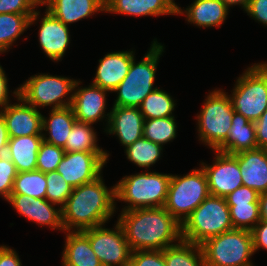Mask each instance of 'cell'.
I'll return each mask as SVG.
<instances>
[{
    "mask_svg": "<svg viewBox=\"0 0 267 266\" xmlns=\"http://www.w3.org/2000/svg\"><path fill=\"white\" fill-rule=\"evenodd\" d=\"M39 44L45 55L52 61H60L70 43L69 27L47 10L40 18Z\"/></svg>",
    "mask_w": 267,
    "mask_h": 266,
    "instance_id": "18",
    "label": "cell"
},
{
    "mask_svg": "<svg viewBox=\"0 0 267 266\" xmlns=\"http://www.w3.org/2000/svg\"><path fill=\"white\" fill-rule=\"evenodd\" d=\"M228 8L232 7L233 5H239L244 10L247 9L249 0H221Z\"/></svg>",
    "mask_w": 267,
    "mask_h": 266,
    "instance_id": "49",
    "label": "cell"
},
{
    "mask_svg": "<svg viewBox=\"0 0 267 266\" xmlns=\"http://www.w3.org/2000/svg\"><path fill=\"white\" fill-rule=\"evenodd\" d=\"M134 55L133 50L106 54L99 60L92 84L112 92L128 74Z\"/></svg>",
    "mask_w": 267,
    "mask_h": 266,
    "instance_id": "19",
    "label": "cell"
},
{
    "mask_svg": "<svg viewBox=\"0 0 267 266\" xmlns=\"http://www.w3.org/2000/svg\"><path fill=\"white\" fill-rule=\"evenodd\" d=\"M171 174L141 172L124 176L115 184L116 200L127 203L122 211L163 207L167 198Z\"/></svg>",
    "mask_w": 267,
    "mask_h": 266,
    "instance_id": "3",
    "label": "cell"
},
{
    "mask_svg": "<svg viewBox=\"0 0 267 266\" xmlns=\"http://www.w3.org/2000/svg\"><path fill=\"white\" fill-rule=\"evenodd\" d=\"M254 252L260 248L267 250V222L260 220L251 230Z\"/></svg>",
    "mask_w": 267,
    "mask_h": 266,
    "instance_id": "43",
    "label": "cell"
},
{
    "mask_svg": "<svg viewBox=\"0 0 267 266\" xmlns=\"http://www.w3.org/2000/svg\"><path fill=\"white\" fill-rule=\"evenodd\" d=\"M231 229L233 225L225 197L209 195L181 224V237L201 245Z\"/></svg>",
    "mask_w": 267,
    "mask_h": 266,
    "instance_id": "4",
    "label": "cell"
},
{
    "mask_svg": "<svg viewBox=\"0 0 267 266\" xmlns=\"http://www.w3.org/2000/svg\"><path fill=\"white\" fill-rule=\"evenodd\" d=\"M229 95L235 112L256 122L267 109V62L248 67Z\"/></svg>",
    "mask_w": 267,
    "mask_h": 266,
    "instance_id": "7",
    "label": "cell"
},
{
    "mask_svg": "<svg viewBox=\"0 0 267 266\" xmlns=\"http://www.w3.org/2000/svg\"><path fill=\"white\" fill-rule=\"evenodd\" d=\"M46 188L45 173L38 170L19 172L14 179L11 194H22L46 199Z\"/></svg>",
    "mask_w": 267,
    "mask_h": 266,
    "instance_id": "33",
    "label": "cell"
},
{
    "mask_svg": "<svg viewBox=\"0 0 267 266\" xmlns=\"http://www.w3.org/2000/svg\"><path fill=\"white\" fill-rule=\"evenodd\" d=\"M260 220L267 222V192L259 196Z\"/></svg>",
    "mask_w": 267,
    "mask_h": 266,
    "instance_id": "48",
    "label": "cell"
},
{
    "mask_svg": "<svg viewBox=\"0 0 267 266\" xmlns=\"http://www.w3.org/2000/svg\"><path fill=\"white\" fill-rule=\"evenodd\" d=\"M243 186L259 194L267 192V151L263 148L244 150L235 154Z\"/></svg>",
    "mask_w": 267,
    "mask_h": 266,
    "instance_id": "20",
    "label": "cell"
},
{
    "mask_svg": "<svg viewBox=\"0 0 267 266\" xmlns=\"http://www.w3.org/2000/svg\"><path fill=\"white\" fill-rule=\"evenodd\" d=\"M67 26L97 12H105V0H41L40 6Z\"/></svg>",
    "mask_w": 267,
    "mask_h": 266,
    "instance_id": "21",
    "label": "cell"
},
{
    "mask_svg": "<svg viewBox=\"0 0 267 266\" xmlns=\"http://www.w3.org/2000/svg\"><path fill=\"white\" fill-rule=\"evenodd\" d=\"M40 12L35 10L33 14H0V53H5L12 44L32 26Z\"/></svg>",
    "mask_w": 267,
    "mask_h": 266,
    "instance_id": "28",
    "label": "cell"
},
{
    "mask_svg": "<svg viewBox=\"0 0 267 266\" xmlns=\"http://www.w3.org/2000/svg\"><path fill=\"white\" fill-rule=\"evenodd\" d=\"M163 151V146L141 137L125 148L127 159L138 167L149 168L154 165Z\"/></svg>",
    "mask_w": 267,
    "mask_h": 266,
    "instance_id": "32",
    "label": "cell"
},
{
    "mask_svg": "<svg viewBox=\"0 0 267 266\" xmlns=\"http://www.w3.org/2000/svg\"><path fill=\"white\" fill-rule=\"evenodd\" d=\"M215 160L212 165L201 163L204 170L210 195L226 197L243 185L242 176L235 154L214 150Z\"/></svg>",
    "mask_w": 267,
    "mask_h": 266,
    "instance_id": "13",
    "label": "cell"
},
{
    "mask_svg": "<svg viewBox=\"0 0 267 266\" xmlns=\"http://www.w3.org/2000/svg\"><path fill=\"white\" fill-rule=\"evenodd\" d=\"M113 229L100 225L82 232L102 266H129L132 250L118 221Z\"/></svg>",
    "mask_w": 267,
    "mask_h": 266,
    "instance_id": "11",
    "label": "cell"
},
{
    "mask_svg": "<svg viewBox=\"0 0 267 266\" xmlns=\"http://www.w3.org/2000/svg\"><path fill=\"white\" fill-rule=\"evenodd\" d=\"M255 129L258 148H263L267 151V109L255 122Z\"/></svg>",
    "mask_w": 267,
    "mask_h": 266,
    "instance_id": "44",
    "label": "cell"
},
{
    "mask_svg": "<svg viewBox=\"0 0 267 266\" xmlns=\"http://www.w3.org/2000/svg\"><path fill=\"white\" fill-rule=\"evenodd\" d=\"M62 266H102L82 231H66Z\"/></svg>",
    "mask_w": 267,
    "mask_h": 266,
    "instance_id": "25",
    "label": "cell"
},
{
    "mask_svg": "<svg viewBox=\"0 0 267 266\" xmlns=\"http://www.w3.org/2000/svg\"><path fill=\"white\" fill-rule=\"evenodd\" d=\"M82 83L76 81L71 107L78 122L94 124L106 118L108 124L110 112L105 114L106 94L108 90L91 83L89 87H78ZM78 87V88H77ZM77 88V89H76ZM107 116V117H106Z\"/></svg>",
    "mask_w": 267,
    "mask_h": 266,
    "instance_id": "15",
    "label": "cell"
},
{
    "mask_svg": "<svg viewBox=\"0 0 267 266\" xmlns=\"http://www.w3.org/2000/svg\"><path fill=\"white\" fill-rule=\"evenodd\" d=\"M105 12L127 16L177 15L166 0H105Z\"/></svg>",
    "mask_w": 267,
    "mask_h": 266,
    "instance_id": "26",
    "label": "cell"
},
{
    "mask_svg": "<svg viewBox=\"0 0 267 266\" xmlns=\"http://www.w3.org/2000/svg\"><path fill=\"white\" fill-rule=\"evenodd\" d=\"M197 114L199 140L217 150L228 137L234 109L229 95L220 89L210 92Z\"/></svg>",
    "mask_w": 267,
    "mask_h": 266,
    "instance_id": "8",
    "label": "cell"
},
{
    "mask_svg": "<svg viewBox=\"0 0 267 266\" xmlns=\"http://www.w3.org/2000/svg\"><path fill=\"white\" fill-rule=\"evenodd\" d=\"M64 154L65 151L62 147L43 141L37 155L36 170L43 173L56 171L58 164L64 157Z\"/></svg>",
    "mask_w": 267,
    "mask_h": 266,
    "instance_id": "37",
    "label": "cell"
},
{
    "mask_svg": "<svg viewBox=\"0 0 267 266\" xmlns=\"http://www.w3.org/2000/svg\"><path fill=\"white\" fill-rule=\"evenodd\" d=\"M9 136L4 118L0 114V156L6 154Z\"/></svg>",
    "mask_w": 267,
    "mask_h": 266,
    "instance_id": "47",
    "label": "cell"
},
{
    "mask_svg": "<svg viewBox=\"0 0 267 266\" xmlns=\"http://www.w3.org/2000/svg\"><path fill=\"white\" fill-rule=\"evenodd\" d=\"M42 142V135L9 138L6 155L14 163L18 173L36 170L37 155Z\"/></svg>",
    "mask_w": 267,
    "mask_h": 266,
    "instance_id": "24",
    "label": "cell"
},
{
    "mask_svg": "<svg viewBox=\"0 0 267 266\" xmlns=\"http://www.w3.org/2000/svg\"><path fill=\"white\" fill-rule=\"evenodd\" d=\"M89 123L76 121L68 135L65 152H106L97 145V135Z\"/></svg>",
    "mask_w": 267,
    "mask_h": 266,
    "instance_id": "30",
    "label": "cell"
},
{
    "mask_svg": "<svg viewBox=\"0 0 267 266\" xmlns=\"http://www.w3.org/2000/svg\"><path fill=\"white\" fill-rule=\"evenodd\" d=\"M0 266H22V263L14 249L0 245Z\"/></svg>",
    "mask_w": 267,
    "mask_h": 266,
    "instance_id": "45",
    "label": "cell"
},
{
    "mask_svg": "<svg viewBox=\"0 0 267 266\" xmlns=\"http://www.w3.org/2000/svg\"><path fill=\"white\" fill-rule=\"evenodd\" d=\"M115 186L108 189L103 177L74 187L62 207L64 231H82L105 225L116 208Z\"/></svg>",
    "mask_w": 267,
    "mask_h": 266,
    "instance_id": "2",
    "label": "cell"
},
{
    "mask_svg": "<svg viewBox=\"0 0 267 266\" xmlns=\"http://www.w3.org/2000/svg\"><path fill=\"white\" fill-rule=\"evenodd\" d=\"M18 171L10 158L4 154L0 156V196L8 200L12 189L14 179Z\"/></svg>",
    "mask_w": 267,
    "mask_h": 266,
    "instance_id": "38",
    "label": "cell"
},
{
    "mask_svg": "<svg viewBox=\"0 0 267 266\" xmlns=\"http://www.w3.org/2000/svg\"><path fill=\"white\" fill-rule=\"evenodd\" d=\"M247 15L267 26V0H249Z\"/></svg>",
    "mask_w": 267,
    "mask_h": 266,
    "instance_id": "42",
    "label": "cell"
},
{
    "mask_svg": "<svg viewBox=\"0 0 267 266\" xmlns=\"http://www.w3.org/2000/svg\"><path fill=\"white\" fill-rule=\"evenodd\" d=\"M129 266H166L163 250L132 251Z\"/></svg>",
    "mask_w": 267,
    "mask_h": 266,
    "instance_id": "39",
    "label": "cell"
},
{
    "mask_svg": "<svg viewBox=\"0 0 267 266\" xmlns=\"http://www.w3.org/2000/svg\"><path fill=\"white\" fill-rule=\"evenodd\" d=\"M105 132L115 134L125 148L143 137L144 117L139 107L113 106Z\"/></svg>",
    "mask_w": 267,
    "mask_h": 266,
    "instance_id": "17",
    "label": "cell"
},
{
    "mask_svg": "<svg viewBox=\"0 0 267 266\" xmlns=\"http://www.w3.org/2000/svg\"><path fill=\"white\" fill-rule=\"evenodd\" d=\"M166 266H206L201 245L181 239L163 250Z\"/></svg>",
    "mask_w": 267,
    "mask_h": 266,
    "instance_id": "29",
    "label": "cell"
},
{
    "mask_svg": "<svg viewBox=\"0 0 267 266\" xmlns=\"http://www.w3.org/2000/svg\"><path fill=\"white\" fill-rule=\"evenodd\" d=\"M49 118L43 116L42 131H48L49 137L43 133V141L64 148L68 135L77 121L71 106L51 109Z\"/></svg>",
    "mask_w": 267,
    "mask_h": 266,
    "instance_id": "27",
    "label": "cell"
},
{
    "mask_svg": "<svg viewBox=\"0 0 267 266\" xmlns=\"http://www.w3.org/2000/svg\"><path fill=\"white\" fill-rule=\"evenodd\" d=\"M40 3L41 0H0V14H33Z\"/></svg>",
    "mask_w": 267,
    "mask_h": 266,
    "instance_id": "40",
    "label": "cell"
},
{
    "mask_svg": "<svg viewBox=\"0 0 267 266\" xmlns=\"http://www.w3.org/2000/svg\"><path fill=\"white\" fill-rule=\"evenodd\" d=\"M259 196L257 191L242 185L228 194L225 200L227 204L259 203Z\"/></svg>",
    "mask_w": 267,
    "mask_h": 266,
    "instance_id": "41",
    "label": "cell"
},
{
    "mask_svg": "<svg viewBox=\"0 0 267 266\" xmlns=\"http://www.w3.org/2000/svg\"><path fill=\"white\" fill-rule=\"evenodd\" d=\"M76 81L63 76L35 74L19 86V96L36 109L45 106L52 109L68 107L72 103Z\"/></svg>",
    "mask_w": 267,
    "mask_h": 266,
    "instance_id": "10",
    "label": "cell"
},
{
    "mask_svg": "<svg viewBox=\"0 0 267 266\" xmlns=\"http://www.w3.org/2000/svg\"><path fill=\"white\" fill-rule=\"evenodd\" d=\"M154 40L140 62L136 63L133 58L128 74L112 91L117 93L113 106L139 107L145 97L157 88H153V85L164 47L156 39Z\"/></svg>",
    "mask_w": 267,
    "mask_h": 266,
    "instance_id": "5",
    "label": "cell"
},
{
    "mask_svg": "<svg viewBox=\"0 0 267 266\" xmlns=\"http://www.w3.org/2000/svg\"><path fill=\"white\" fill-rule=\"evenodd\" d=\"M174 102L176 101L173 100L170 94L157 87L145 97L139 106V110L144 120L171 117L176 106Z\"/></svg>",
    "mask_w": 267,
    "mask_h": 266,
    "instance_id": "31",
    "label": "cell"
},
{
    "mask_svg": "<svg viewBox=\"0 0 267 266\" xmlns=\"http://www.w3.org/2000/svg\"><path fill=\"white\" fill-rule=\"evenodd\" d=\"M7 201L12 204L20 216L22 215L40 226H50L53 230L58 229L64 232L62 208H55L54 206L57 204L51 203L47 199L22 194H11Z\"/></svg>",
    "mask_w": 267,
    "mask_h": 266,
    "instance_id": "16",
    "label": "cell"
},
{
    "mask_svg": "<svg viewBox=\"0 0 267 266\" xmlns=\"http://www.w3.org/2000/svg\"><path fill=\"white\" fill-rule=\"evenodd\" d=\"M167 3L173 8L175 9L177 12L181 9L175 2L174 0H166Z\"/></svg>",
    "mask_w": 267,
    "mask_h": 266,
    "instance_id": "50",
    "label": "cell"
},
{
    "mask_svg": "<svg viewBox=\"0 0 267 266\" xmlns=\"http://www.w3.org/2000/svg\"><path fill=\"white\" fill-rule=\"evenodd\" d=\"M13 94L19 103L8 104L0 110L7 126L9 138L29 135H42L43 115L34 106L27 104L19 96V88Z\"/></svg>",
    "mask_w": 267,
    "mask_h": 266,
    "instance_id": "14",
    "label": "cell"
},
{
    "mask_svg": "<svg viewBox=\"0 0 267 266\" xmlns=\"http://www.w3.org/2000/svg\"><path fill=\"white\" fill-rule=\"evenodd\" d=\"M229 8L221 0H194L184 9H180L177 15L184 14L187 21L198 27H220L226 20Z\"/></svg>",
    "mask_w": 267,
    "mask_h": 266,
    "instance_id": "23",
    "label": "cell"
},
{
    "mask_svg": "<svg viewBox=\"0 0 267 266\" xmlns=\"http://www.w3.org/2000/svg\"><path fill=\"white\" fill-rule=\"evenodd\" d=\"M209 195L207 176L200 166L183 176L171 175L163 207L182 224Z\"/></svg>",
    "mask_w": 267,
    "mask_h": 266,
    "instance_id": "9",
    "label": "cell"
},
{
    "mask_svg": "<svg viewBox=\"0 0 267 266\" xmlns=\"http://www.w3.org/2000/svg\"><path fill=\"white\" fill-rule=\"evenodd\" d=\"M206 266H253L252 234L247 229L233 228L201 244Z\"/></svg>",
    "mask_w": 267,
    "mask_h": 266,
    "instance_id": "6",
    "label": "cell"
},
{
    "mask_svg": "<svg viewBox=\"0 0 267 266\" xmlns=\"http://www.w3.org/2000/svg\"><path fill=\"white\" fill-rule=\"evenodd\" d=\"M119 216L132 251L164 250L182 239L181 224L164 207L121 211Z\"/></svg>",
    "mask_w": 267,
    "mask_h": 266,
    "instance_id": "1",
    "label": "cell"
},
{
    "mask_svg": "<svg viewBox=\"0 0 267 266\" xmlns=\"http://www.w3.org/2000/svg\"><path fill=\"white\" fill-rule=\"evenodd\" d=\"M47 181L46 199L62 208L73 191L71 186L57 171L45 173Z\"/></svg>",
    "mask_w": 267,
    "mask_h": 266,
    "instance_id": "36",
    "label": "cell"
},
{
    "mask_svg": "<svg viewBox=\"0 0 267 266\" xmlns=\"http://www.w3.org/2000/svg\"><path fill=\"white\" fill-rule=\"evenodd\" d=\"M8 79L0 65V110L4 109L10 102L9 98V90H8Z\"/></svg>",
    "mask_w": 267,
    "mask_h": 266,
    "instance_id": "46",
    "label": "cell"
},
{
    "mask_svg": "<svg viewBox=\"0 0 267 266\" xmlns=\"http://www.w3.org/2000/svg\"><path fill=\"white\" fill-rule=\"evenodd\" d=\"M233 228L252 230L260 221L259 203L227 204Z\"/></svg>",
    "mask_w": 267,
    "mask_h": 266,
    "instance_id": "35",
    "label": "cell"
},
{
    "mask_svg": "<svg viewBox=\"0 0 267 266\" xmlns=\"http://www.w3.org/2000/svg\"><path fill=\"white\" fill-rule=\"evenodd\" d=\"M108 157L107 152H65L56 171L73 188L78 187L98 178Z\"/></svg>",
    "mask_w": 267,
    "mask_h": 266,
    "instance_id": "12",
    "label": "cell"
},
{
    "mask_svg": "<svg viewBox=\"0 0 267 266\" xmlns=\"http://www.w3.org/2000/svg\"><path fill=\"white\" fill-rule=\"evenodd\" d=\"M257 148L255 122L248 120L242 114L234 112L228 137L217 151L236 154L244 150Z\"/></svg>",
    "mask_w": 267,
    "mask_h": 266,
    "instance_id": "22",
    "label": "cell"
},
{
    "mask_svg": "<svg viewBox=\"0 0 267 266\" xmlns=\"http://www.w3.org/2000/svg\"><path fill=\"white\" fill-rule=\"evenodd\" d=\"M177 123L175 117L144 120L143 137L154 143L164 145L176 138Z\"/></svg>",
    "mask_w": 267,
    "mask_h": 266,
    "instance_id": "34",
    "label": "cell"
}]
</instances>
